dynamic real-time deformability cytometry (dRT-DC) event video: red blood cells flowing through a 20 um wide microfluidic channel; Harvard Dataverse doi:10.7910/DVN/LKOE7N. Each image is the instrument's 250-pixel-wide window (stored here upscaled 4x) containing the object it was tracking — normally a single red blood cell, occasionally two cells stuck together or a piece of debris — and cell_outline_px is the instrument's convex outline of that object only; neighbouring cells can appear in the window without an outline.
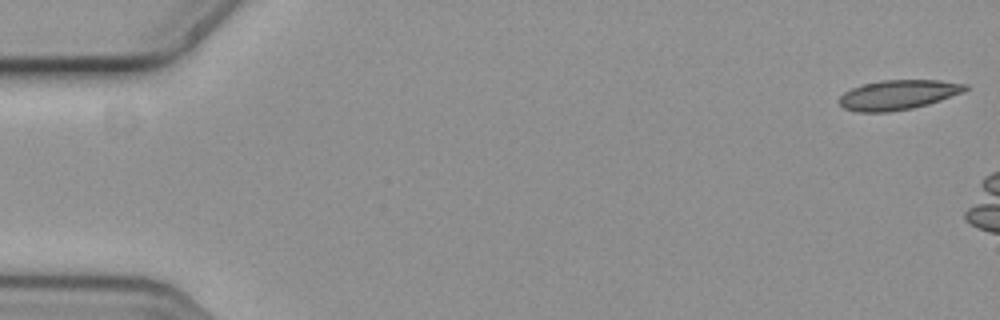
{"species": "common noctule bat (a hibernating species)", "species_latin": "Nyctalus noctula", "temperature_condition": "cold", "stored_images_in_passage": 7, "camera_frame_rate_fps": 3000, "um_per_image_px": 0.085, "animal": {"sex": "female", "body_mass_g": 19.3, "forearm_length_mm": 54.1}, "frame": {"image": 1, "passage_image": 1, "time_ms": 0.0, "image_size_px": [1000, 320], "cell_outline_px": [[968, 88], [964, 92], [928, 104], [912, 108], [888, 112], [856, 112], [844, 108], [836, 100], [844, 92], [852, 88], [864, 84], [880, 80], [940, 80], [968, 84]], "centroid_in_image_um": [76.33, 8.06], "position_along_channel_um": 8.7, "area_um2": 21.91}}